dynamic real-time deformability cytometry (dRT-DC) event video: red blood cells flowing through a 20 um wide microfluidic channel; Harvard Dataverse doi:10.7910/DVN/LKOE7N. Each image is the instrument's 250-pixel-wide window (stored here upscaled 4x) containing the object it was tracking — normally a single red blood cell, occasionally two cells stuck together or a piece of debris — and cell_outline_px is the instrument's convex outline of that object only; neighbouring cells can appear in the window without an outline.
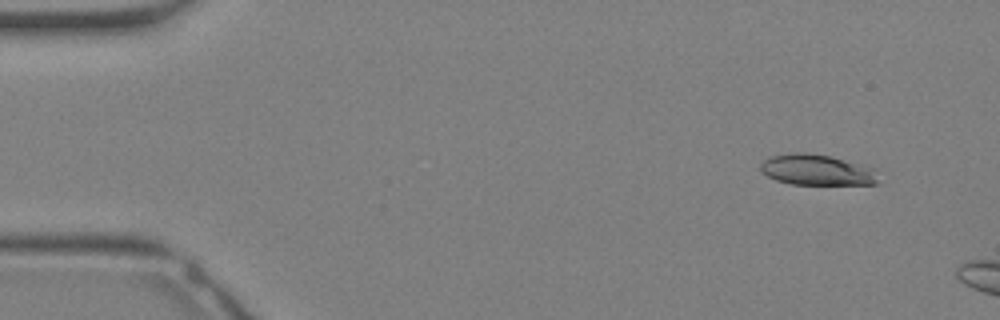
{"species": "Egyptian fruit bat (a non-hibernating species)", "species_latin": "Rousettus aegyptiacus", "temperature_condition": "warm", "stored_images_in_passage": 6, "camera_frame_rate_fps": 3000, "um_per_image_px": 0.085, "animal": {"sex": "female"}, "frame": {"image": 1, "passage_image": 2, "time_ms": 0.333, "image_size_px": [1000, 320], "cell_outline_px": [[876, 184], [792, 184], [776, 180], [760, 172], [760, 164], [764, 160], [772, 156], [792, 152], [804, 152], [828, 156], [876, 168]], "centroid_in_image_um": [69.39, 14.44], "position_along_channel_um": 15.6, "area_um2": 20.92}}